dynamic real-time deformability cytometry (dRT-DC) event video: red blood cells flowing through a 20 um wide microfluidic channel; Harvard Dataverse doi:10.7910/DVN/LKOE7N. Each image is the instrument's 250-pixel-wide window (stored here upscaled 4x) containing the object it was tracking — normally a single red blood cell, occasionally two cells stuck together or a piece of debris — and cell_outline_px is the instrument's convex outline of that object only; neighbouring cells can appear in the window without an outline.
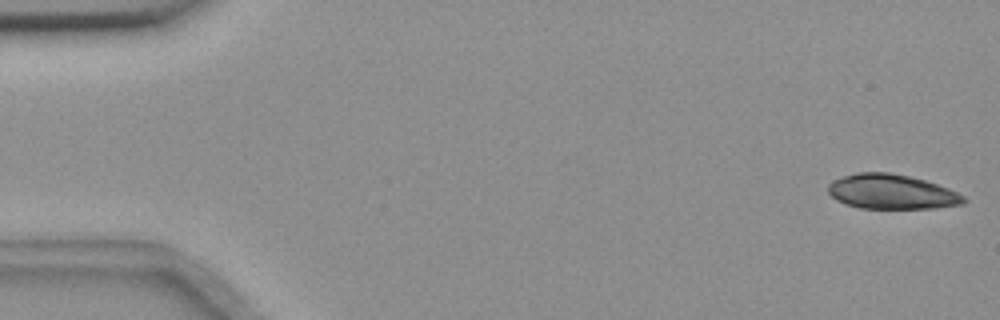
{"species": "common noctule bat (a hibernating species)", "species_latin": "Nyctalus noctula", "temperature_condition": "room temperature", "stored_images_in_passage": 54, "camera_frame_rate_fps": 3000, "um_per_image_px": 0.085, "animal": {"sex": "female", "body_mass_g": 18.4}, "frame": {"image": 1, "passage_image": 1, "time_ms": 0.0, "image_size_px": [1000, 320], "cell_outline_px": [[968, 200], [964, 204], [936, 208], [860, 208], [844, 204], [836, 200], [828, 192], [828, 184], [832, 180], [856, 172], [888, 172], [908, 176], [924, 180], [948, 188], [964, 196]], "centroid_in_image_um": [75.77, 16.3], "position_along_channel_um": 9.2, "area_um2": 27.46}}